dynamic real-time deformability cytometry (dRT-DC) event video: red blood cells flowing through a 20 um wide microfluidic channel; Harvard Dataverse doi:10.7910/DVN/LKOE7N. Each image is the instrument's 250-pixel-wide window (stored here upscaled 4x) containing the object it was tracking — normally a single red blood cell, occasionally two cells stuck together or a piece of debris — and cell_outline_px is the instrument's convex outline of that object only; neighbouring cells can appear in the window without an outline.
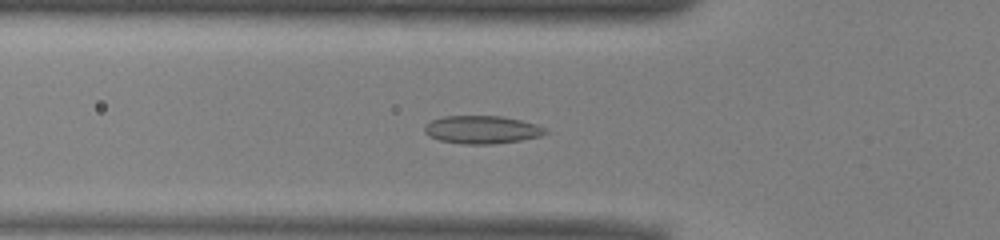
{"species": "common noctule bat (a hibernating species)", "species_latin": "Nyctalus noctula", "temperature_condition": "warm", "stored_images_in_passage": 51, "camera_frame_rate_fps": 3000, "um_per_image_px": 0.085, "animal": {"sex": "male", "body_mass_g": 13.0, "forearm_length_mm": 53.1}, "frame": {"image": 1, "passage_image": 17, "time_ms": 5.333, "image_size_px": [1000, 240], "cell_outline_px": [[548, 132], [540, 136], [520, 140], [492, 144], [460, 144], [440, 140], [428, 136], [424, 132], [424, 124], [432, 120], [444, 116], [500, 116], [520, 120], [536, 124], [544, 128]], "centroid_in_image_um": [40.92, 11.02], "position_along_channel_um": 84.9, "area_um2": 19.65}}
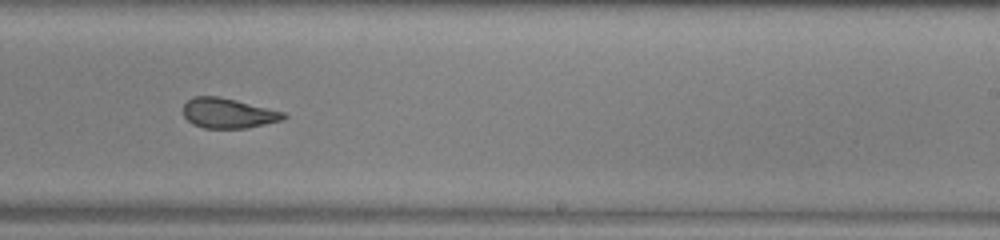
{"frame": {"image": 2, "passage_image": 31, "time_ms": 10.0, "image_size_px": [1000, 240], "cell_outline_px": [[288, 116], [284, 120], [248, 128], [204, 128], [192, 124], [184, 116], [184, 104], [192, 96], [216, 96], [236, 100], [284, 112]], "centroid_in_image_um": [19.41, 9.63], "position_along_channel_um": 269.6, "area_um2": 17.57}}
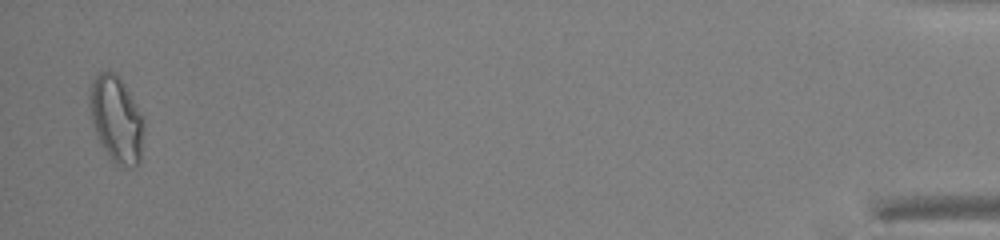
{"frame": {"image": 3, "passage_image": 50, "time_ms": 16.333, "image_size_px": [1000, 240], "cell_outline_px": [[144, 124], [140, 160], [132, 168], [116, 164], [108, 156], [100, 144], [96, 136], [92, 124], [88, 104], [88, 92], [92, 80], [96, 72], [108, 68], [120, 76], [144, 116]], "centroid_in_image_um": [9.86, 10.06], "position_along_channel_um": 425.3, "area_um2": 28.15}, "authors_computed_cell_mechanics": {"area_um2": 19.7676, "velocity_mm_per_s": 3.9588, "shape_relaxation_time_tau1_ms": 7.4718, "shape_relaxation_time_tau2_ms": 1.5949, "deformation_change_tau1": 0.1919, "deformation_change_tau2": 0.0898}}